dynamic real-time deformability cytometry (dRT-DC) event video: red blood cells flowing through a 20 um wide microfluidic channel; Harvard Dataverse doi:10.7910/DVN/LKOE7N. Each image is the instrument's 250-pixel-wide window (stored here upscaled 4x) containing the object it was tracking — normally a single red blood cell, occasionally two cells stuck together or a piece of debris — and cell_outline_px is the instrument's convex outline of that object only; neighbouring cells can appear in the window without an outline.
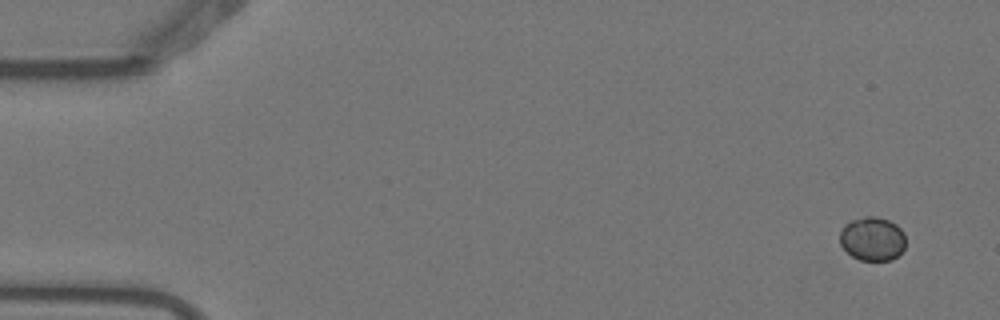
{"species": "Egyptian fruit bat (a non-hibernating species)", "species_latin": "Rousettus aegyptiacus", "temperature_condition": "warm", "stored_images_in_passage": 6, "camera_frame_rate_fps": 3000, "um_per_image_px": 0.085, "animal": {"sex": "female"}, "frame": {"image": 1, "passage_image": 1, "time_ms": 0.0, "image_size_px": [1000, 320], "cell_outline_px": [[904, 248], [892, 260], [860, 260], [852, 256], [840, 244], [840, 232], [844, 224], [852, 220], [864, 216], [876, 216], [888, 220], [896, 224], [904, 232]], "centroid_in_image_um": [74.14, 20.28], "position_along_channel_um": 10.9, "area_um2": 16.76}}
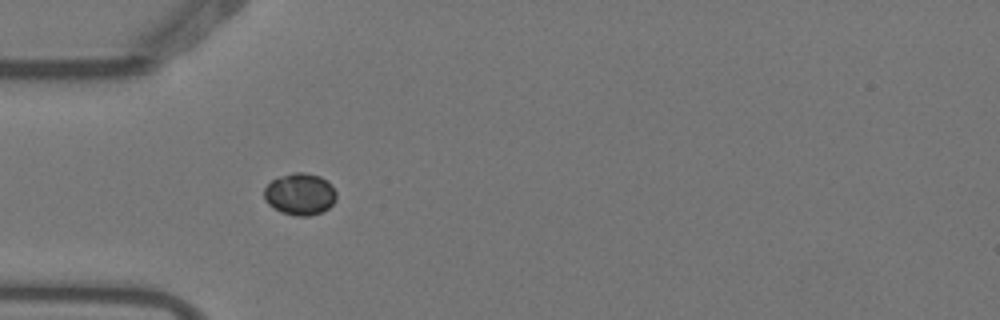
{"frame": {"image": 2, "passage_image": 5, "time_ms": 1.333, "image_size_px": [1000, 320], "cell_outline_px": [[336, 200], [328, 208], [320, 212], [308, 216], [296, 216], [280, 212], [268, 204], [264, 200], [264, 188], [272, 180], [280, 176], [292, 172], [304, 172], [320, 176], [328, 180], [332, 184], [336, 192]], "centroid_in_image_um": [25.5, 16.49], "position_along_channel_um": 59.5, "area_um2": 17.8}}
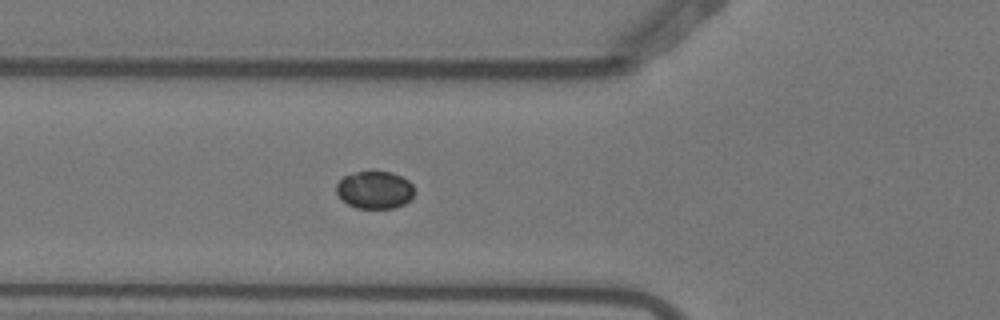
{"frame": {"image": 3, "passage_image": 6, "time_ms": 1.667, "image_size_px": [1000, 320], "cell_outline_px": [[416, 192], [404, 204], [396, 208], [356, 208], [340, 200], [336, 192], [336, 184], [344, 176], [356, 172], [392, 172], [408, 180], [412, 184]], "centroid_in_image_um": [31.84, 16.15], "position_along_channel_um": 94.0, "area_um2": 17.17}}